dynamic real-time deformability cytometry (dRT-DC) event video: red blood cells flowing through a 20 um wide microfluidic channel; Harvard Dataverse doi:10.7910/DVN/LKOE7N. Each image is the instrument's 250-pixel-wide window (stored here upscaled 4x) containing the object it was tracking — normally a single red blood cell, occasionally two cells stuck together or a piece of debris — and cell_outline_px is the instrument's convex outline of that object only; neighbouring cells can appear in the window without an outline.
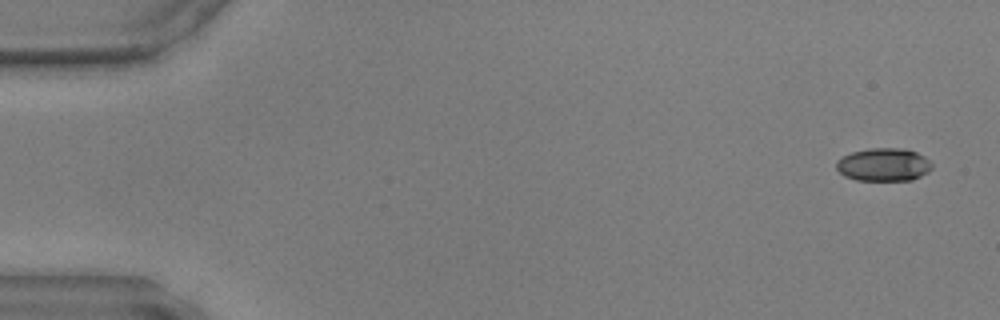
{"species": "common noctule bat (a hibernating species)", "species_latin": "Nyctalus noctula", "temperature_condition": "warm", "stored_images_in_passage": 12, "camera_frame_rate_fps": 3000, "um_per_image_px": 0.085, "animal": {"sex": "male", "body_mass_g": 17.9, "forearm_length_mm": 54.2}, "frame": {"image": 1, "passage_image": 1, "time_ms": 0.0, "image_size_px": [1000, 320], "cell_outline_px": [[932, 168], [928, 172], [912, 180], [856, 180], [844, 176], [836, 168], [836, 160], [852, 152], [868, 148], [896, 148], [916, 152], [924, 156], [932, 164]], "centroid_in_image_um": [75.09, 14.0], "position_along_channel_um": 9.9, "area_um2": 18.32}}
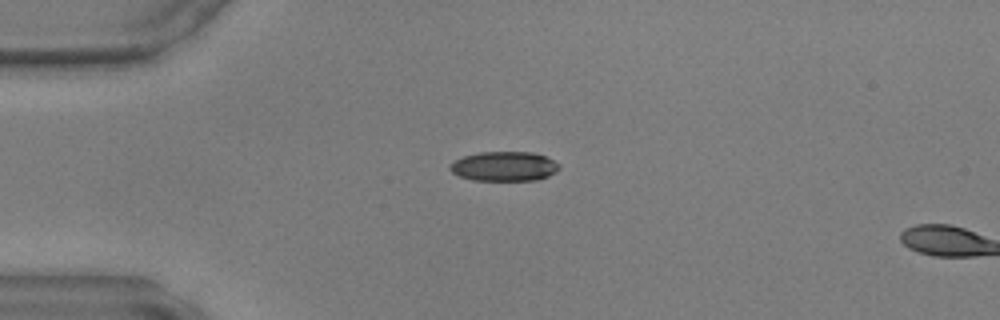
{"frame": {"image": 2, "passage_image": 11, "time_ms": 3.333, "image_size_px": [1000, 320], "cell_outline_px": [[560, 168], [556, 172], [548, 176], [536, 180], [472, 180], [460, 176], [452, 172], [448, 168], [456, 160], [464, 156], [480, 152], [532, 152], [544, 156], [560, 164]], "centroid_in_image_um": [42.88, 14.14], "position_along_channel_um": 42.1, "area_um2": 18.67}}